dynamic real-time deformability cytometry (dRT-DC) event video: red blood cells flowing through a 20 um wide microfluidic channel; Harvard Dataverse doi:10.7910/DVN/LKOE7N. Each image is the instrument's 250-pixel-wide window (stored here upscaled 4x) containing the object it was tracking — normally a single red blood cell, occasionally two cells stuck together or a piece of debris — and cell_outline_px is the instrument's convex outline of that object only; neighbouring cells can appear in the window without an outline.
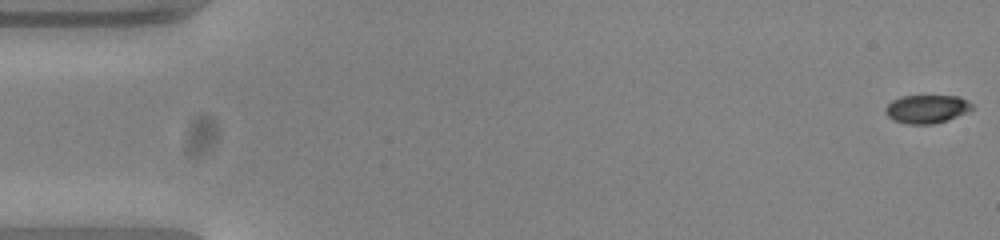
{"species": "common noctule bat (a hibernating species)", "species_latin": "Nyctalus noctula", "temperature_condition": "warm", "stored_images_in_passage": 54, "camera_frame_rate_fps": 3000, "um_per_image_px": 0.085, "animal": {"sex": "female", "body_mass_g": 23.0, "forearm_length_mm": 53.4}, "frame": {"image": 1, "passage_image": 1, "time_ms": 0.0, "image_size_px": [1000, 240], "cell_outline_px": [[972, 108], [968, 112], [932, 124], [908, 124], [892, 120], [884, 112], [884, 108], [892, 100], [900, 96], [960, 96], [972, 104]], "centroid_in_image_um": [78.72, 9.25], "position_along_channel_um": 6.3, "area_um2": 14.22}}
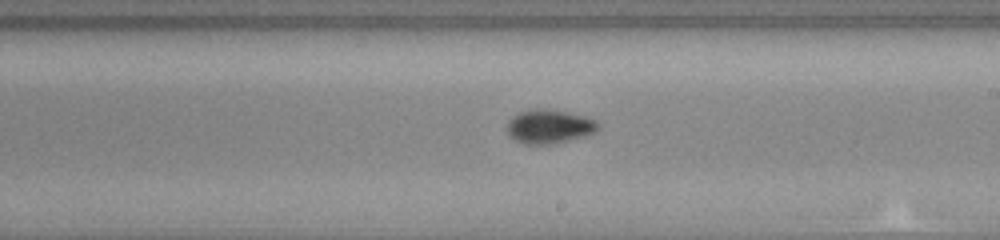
{"frame": {"image": 2, "passage_image": 31, "time_ms": 10.0, "image_size_px": [1000, 240], "cell_outline_px": [[600, 128], [584, 136], [568, 140], [548, 144], [524, 144], [516, 140], [508, 132], [508, 120], [512, 116], [520, 112], [540, 108], [544, 108], [568, 112], [584, 116], [596, 120], [600, 124]], "centroid_in_image_um": [46.7, 10.74], "position_along_channel_um": 242.3, "area_um2": 17.74}}
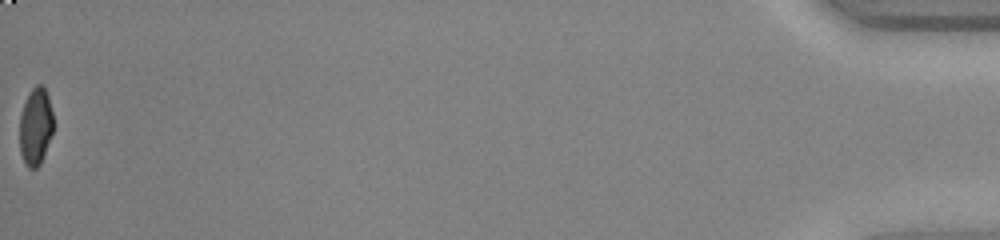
{"frame": {"image": 3, "passage_image": 54, "time_ms": 17.667, "image_size_px": [1000, 240], "cell_outline_px": [[52, 132], [40, 164], [36, 168], [28, 168], [20, 152], [20, 116], [24, 104], [32, 88], [36, 84], [40, 84], [44, 88], [48, 96], [52, 112]], "centroid_in_image_um": [3.01, 10.75], "position_along_channel_um": 432.2, "area_um2": 14.8}, "authors_computed_cell_mechanics": {"area_um2": 16.3863, "velocity_mm_per_s": 3.8508, "shape_relaxation_time_tau1_ms": 2.7563, "shape_relaxation_time_tau2_ms": 1.6816, "deformation_change_tau1": 0.1524, "deformation_change_tau2": 0.0484}}